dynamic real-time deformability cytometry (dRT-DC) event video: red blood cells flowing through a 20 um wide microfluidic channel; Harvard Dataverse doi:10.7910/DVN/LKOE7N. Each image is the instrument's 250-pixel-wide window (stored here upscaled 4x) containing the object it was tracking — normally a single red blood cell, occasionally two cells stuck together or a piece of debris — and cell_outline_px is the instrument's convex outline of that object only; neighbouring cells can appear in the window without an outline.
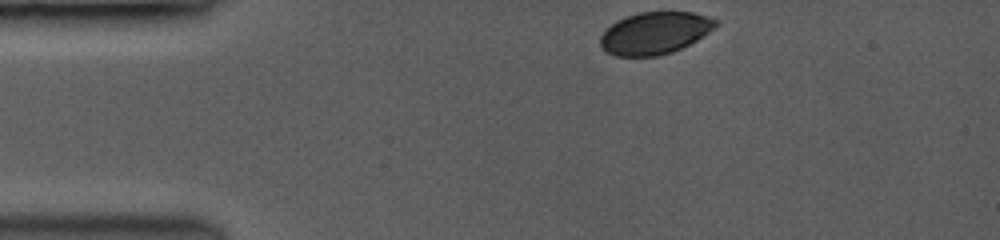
{"species": "common noctule bat (a hibernating species)", "species_latin": "Nyctalus noctula", "temperature_condition": "room temperature", "stored_images_in_passage": 77, "camera_frame_rate_fps": 3500, "um_per_image_px": 0.085, "animal": {"sex": "female", "body_mass_g": 19.0, "forearm_length_mm": 53.3}, "frame": {"image": 1, "passage_image": 1, "time_ms": 0.0, "image_size_px": [1000, 240], "cell_outline_px": [[716, 24], [712, 28], [696, 40], [672, 52], [656, 56], [616, 56], [608, 52], [600, 44], [600, 36], [616, 20], [640, 12], [692, 12], [716, 20]], "centroid_in_image_um": [55.61, 2.81], "position_along_channel_um": 29.4, "area_um2": 27.69}}
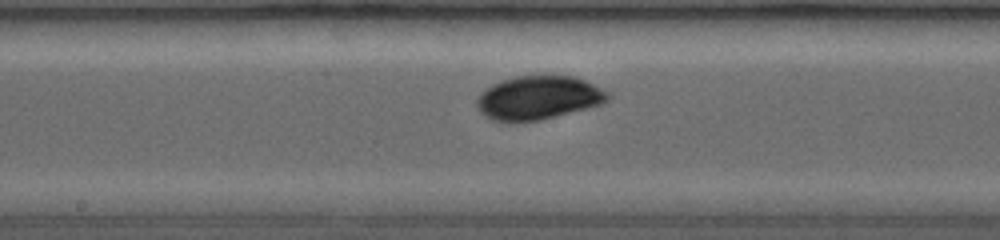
{"frame": {"image": 2, "passage_image": 34, "time_ms": 5.714, "image_size_px": [1000, 240], "cell_outline_px": [[608, 96], [600, 104], [536, 120], [492, 120], [476, 104], [476, 100], [492, 84], [516, 76], [572, 76], [584, 80], [608, 92]], "centroid_in_image_um": [45.76, 8.27], "position_along_channel_um": 202.4, "area_um2": 31.73}}
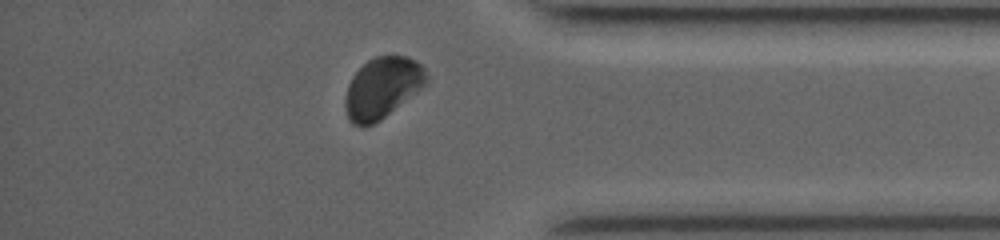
{"frame": {"image": 3, "passage_image": 68, "time_ms": 10.857, "image_size_px": [1000, 240], "cell_outline_px": [[428, 84], [424, 88], [380, 120], [364, 128], [352, 124], [348, 120], [344, 104], [344, 96], [348, 84], [352, 76], [368, 60], [376, 56], [408, 56], [416, 60], [424, 68], [428, 76]], "centroid_in_image_um": [32.5, 7.48], "position_along_channel_um": 402.7, "area_um2": 29.36}}